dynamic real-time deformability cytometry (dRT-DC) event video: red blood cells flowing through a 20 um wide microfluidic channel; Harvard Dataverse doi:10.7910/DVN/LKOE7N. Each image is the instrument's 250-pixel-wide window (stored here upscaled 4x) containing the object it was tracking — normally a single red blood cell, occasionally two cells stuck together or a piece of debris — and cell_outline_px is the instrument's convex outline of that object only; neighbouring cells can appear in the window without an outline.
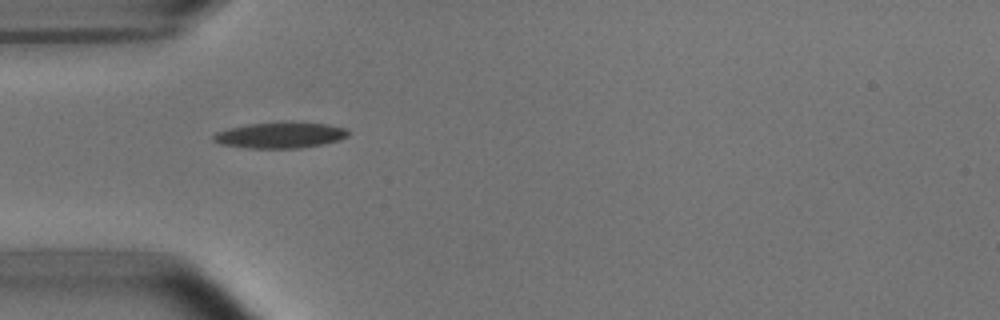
{"species": "common noctule bat (a hibernating species)", "species_latin": "Nyctalus noctula", "temperature_condition": "room temperature", "stored_images_in_passage": 5, "camera_frame_rate_fps": 3000, "um_per_image_px": 0.085, "animal": {"sex": "male", "body_mass_g": 15.6}, "frame": {"image": 1, "passage_image": 1, "time_ms": 0.0, "image_size_px": [1000, 320], "cell_outline_px": [[348, 136], [340, 140], [324, 144], [300, 148], [248, 148], [220, 144], [212, 140], [212, 136], [216, 132], [228, 128], [252, 124], [288, 120], [328, 124], [344, 128], [348, 132]], "centroid_in_image_um": [23.83, 11.47], "position_along_channel_um": 61.2, "area_um2": 20.75}}
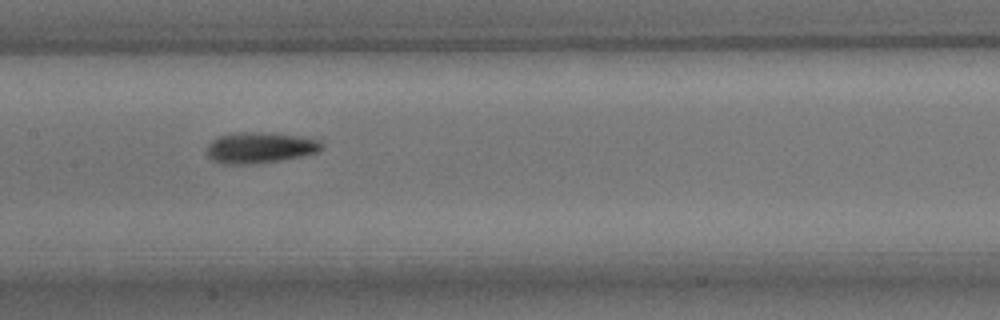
{"frame": {"image": 2, "passage_image": 4, "time_ms": 3.333, "image_size_px": [1000, 320], "cell_outline_px": [[324, 148], [320, 152], [280, 160], [252, 164], [224, 164], [212, 160], [208, 156], [208, 144], [212, 140], [220, 136], [236, 132], [264, 132], [300, 136], [320, 140], [324, 144]], "centroid_in_image_um": [22.14, 12.55], "position_along_channel_um": 185.3, "area_um2": 20.81}}
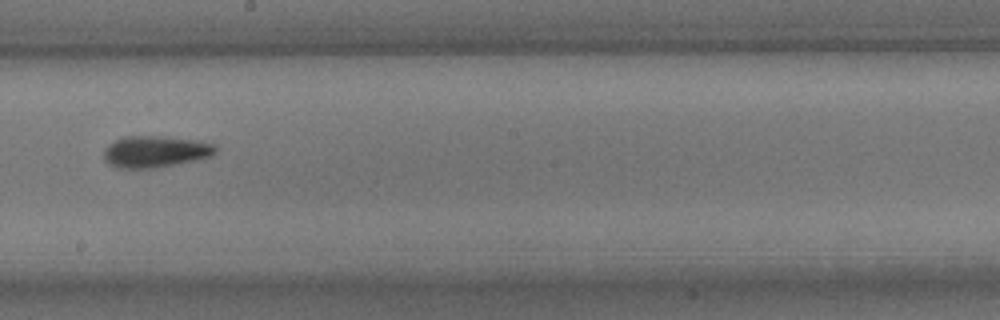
{"frame": {"image": 3, "passage_image": 5, "time_ms": 4.667, "image_size_px": [1000, 320], "cell_outline_px": [[216, 152], [208, 156], [192, 160], [156, 168], [116, 168], [108, 164], [104, 160], [104, 148], [108, 144], [124, 136], [164, 136], [196, 140], [212, 144], [216, 148]], "centroid_in_image_um": [13.12, 12.88], "position_along_channel_um": 235.1, "area_um2": 20.4}}